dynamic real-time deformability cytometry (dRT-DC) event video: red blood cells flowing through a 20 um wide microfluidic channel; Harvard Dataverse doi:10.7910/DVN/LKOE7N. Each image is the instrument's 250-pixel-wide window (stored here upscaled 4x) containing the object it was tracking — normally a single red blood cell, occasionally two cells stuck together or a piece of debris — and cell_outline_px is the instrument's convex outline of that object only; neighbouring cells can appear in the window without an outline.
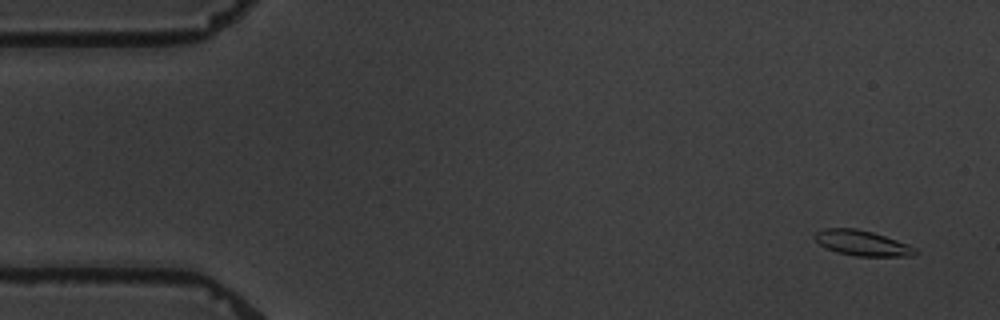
{"species": "common noctule bat (a hibernating species)", "species_latin": "Nyctalus noctula", "temperature_condition": "warm", "stored_images_in_passage": 6, "segment_of_instrument_passage": [1, 2], "camera_frame_rate_fps": 3000, "um_per_image_px": 0.085, "animal": {"sex": "male", "body_mass_g": 19.5, "forearm_length_mm": 54.6}, "frame": {"image": 1, "passage_image": 1, "time_ms": 0.0, "image_size_px": [1000, 320], "cell_outline_px": [[920, 252], [916, 256], [856, 256], [836, 252], [820, 244], [812, 236], [816, 232], [824, 228], [856, 228], [872, 232], [908, 244], [916, 248]], "centroid_in_image_um": [73.31, 20.66], "position_along_channel_um": 11.7, "area_um2": 14.85}}
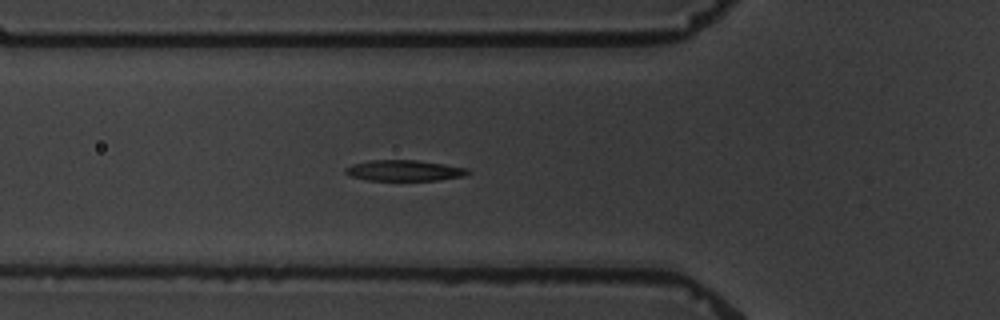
{"frame": {"image": 2, "passage_image": 5, "time_ms": 5.667, "image_size_px": [1000, 320], "cell_outline_px": [[472, 172], [464, 176], [440, 180], [368, 180], [352, 176], [344, 172], [344, 168], [352, 164], [372, 160], [416, 160], [444, 164], [468, 168]], "centroid_in_image_um": [34.4, 14.49], "position_along_channel_um": 91.4, "area_um2": 14.85}}